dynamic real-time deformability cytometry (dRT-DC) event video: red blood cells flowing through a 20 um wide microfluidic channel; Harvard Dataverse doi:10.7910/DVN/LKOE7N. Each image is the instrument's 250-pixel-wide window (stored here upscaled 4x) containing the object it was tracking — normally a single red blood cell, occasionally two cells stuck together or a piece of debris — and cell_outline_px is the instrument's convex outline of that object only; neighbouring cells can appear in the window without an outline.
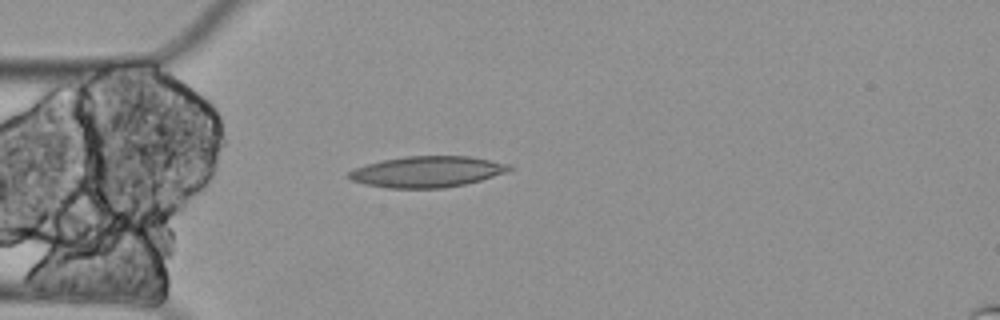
{"species": "Egyptian fruit bat (a non-hibernating species)", "species_latin": "Rousettus aegyptiacus", "temperature_condition": "cold", "stored_images_in_passage": 1, "camera_frame_rate_fps": 3000, "um_per_image_px": 0.085, "animal": {"sex": "female"}, "frame": {"image": 1, "passage_image": 1, "time_ms": 0.0, "image_size_px": [1000, 320], "cell_outline_px": [[516, 168], [508, 172], [480, 180], [464, 184], [444, 188], [388, 188], [364, 184], [352, 180], [344, 176], [352, 168], [364, 164], [380, 160], [404, 156], [468, 156], [512, 164]], "centroid_in_image_um": [36.28, 14.59], "position_along_channel_um": 48.7, "area_um2": 29.48}}